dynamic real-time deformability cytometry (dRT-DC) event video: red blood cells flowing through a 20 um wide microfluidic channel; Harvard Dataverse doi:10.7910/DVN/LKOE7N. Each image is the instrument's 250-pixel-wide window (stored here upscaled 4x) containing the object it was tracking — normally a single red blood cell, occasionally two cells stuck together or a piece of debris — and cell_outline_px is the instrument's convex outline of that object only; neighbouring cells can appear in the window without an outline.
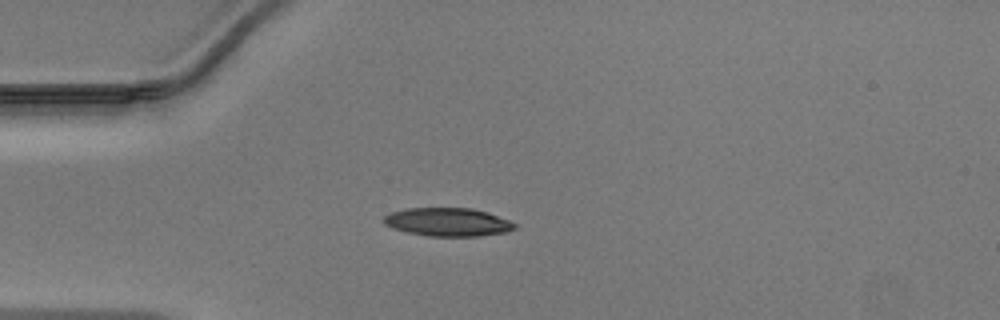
{"species": "Egyptian fruit bat (a non-hibernating species)", "species_latin": "Rousettus aegyptiacus", "temperature_condition": "warm", "stored_images_in_passage": 36, "camera_frame_rate_fps": 3000, "um_per_image_px": 0.085, "animal": {"sex": "male"}, "frame": {"image": 1, "passage_image": 1, "time_ms": 0.0, "image_size_px": [1000, 320], "cell_outline_px": [[520, 224], [516, 228], [508, 232], [480, 236], [428, 236], [408, 232], [392, 228], [384, 224], [380, 220], [384, 216], [392, 212], [408, 208], [472, 208], [488, 212]], "centroid_in_image_um": [38.1, 18.87], "position_along_channel_um": 46.9, "area_um2": 21.91}}
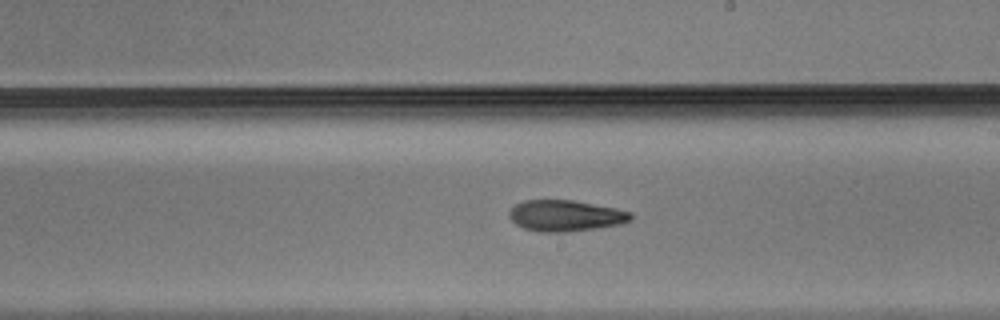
{"frame": {"image": 2, "passage_image": 16, "time_ms": 5.0, "image_size_px": [1000, 320], "cell_outline_px": [[632, 220], [620, 224], [596, 228], [564, 232], [540, 232], [524, 228], [516, 224], [508, 216], [508, 212], [516, 204], [524, 200], [572, 200], [616, 208], [632, 212]], "centroid_in_image_um": [48.07, 18.33], "position_along_channel_um": 240.9, "area_um2": 22.02}}
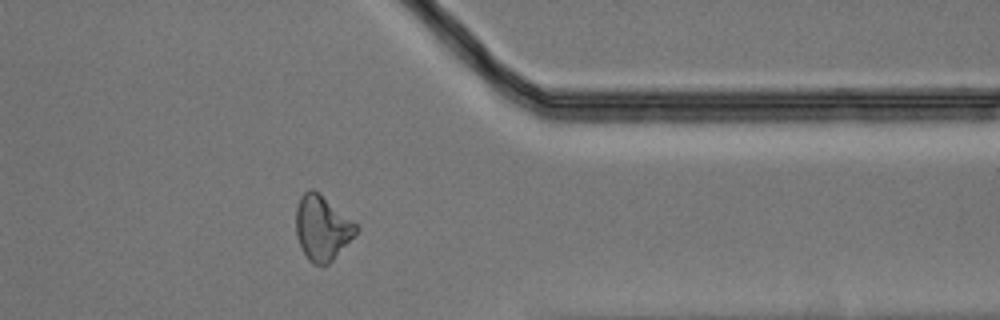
{"frame": {"image": 3, "passage_image": 27, "time_ms": 8.667, "image_size_px": [1000, 320], "cell_outline_px": [[360, 228], [332, 260], [328, 264], [312, 264], [308, 260], [296, 236], [296, 208], [300, 196], [308, 188], [312, 188], [320, 192], [356, 224]], "centroid_in_image_um": [27.35, 19.33], "position_along_channel_um": 384.0, "area_um2": 22.54}}